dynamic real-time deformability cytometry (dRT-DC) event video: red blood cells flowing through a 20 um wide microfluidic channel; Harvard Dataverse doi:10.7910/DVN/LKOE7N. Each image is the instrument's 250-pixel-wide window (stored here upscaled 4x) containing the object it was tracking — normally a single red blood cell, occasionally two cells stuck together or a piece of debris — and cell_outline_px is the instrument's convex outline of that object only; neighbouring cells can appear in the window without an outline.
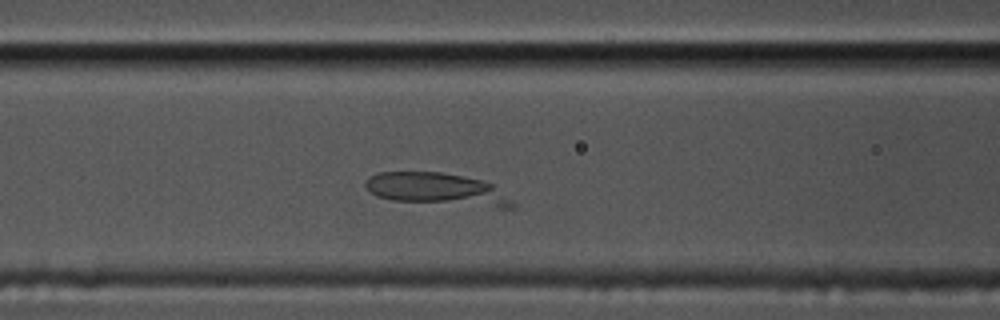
{"species": "common noctule bat (a hibernating species)", "species_latin": "Nyctalus noctula", "temperature_condition": "cold", "stored_images_in_passage": 33, "camera_frame_rate_fps": 3000, "um_per_image_px": 0.085, "animal": {"sex": "male", "body_mass_g": 17.5, "forearm_length_mm": 52.3}, "frame": {"image": 1, "passage_image": 23, "time_ms": 7.333, "image_size_px": [1000, 320], "cell_outline_px": [[516, 208], [496, 208], [392, 200], [376, 196], [364, 184], [376, 172], [440, 172], [464, 176], [484, 180], [492, 184], [512, 200], [516, 204]], "centroid_in_image_um": [37.22, 16.1], "position_along_channel_um": 129.4, "area_um2": 27.74}}